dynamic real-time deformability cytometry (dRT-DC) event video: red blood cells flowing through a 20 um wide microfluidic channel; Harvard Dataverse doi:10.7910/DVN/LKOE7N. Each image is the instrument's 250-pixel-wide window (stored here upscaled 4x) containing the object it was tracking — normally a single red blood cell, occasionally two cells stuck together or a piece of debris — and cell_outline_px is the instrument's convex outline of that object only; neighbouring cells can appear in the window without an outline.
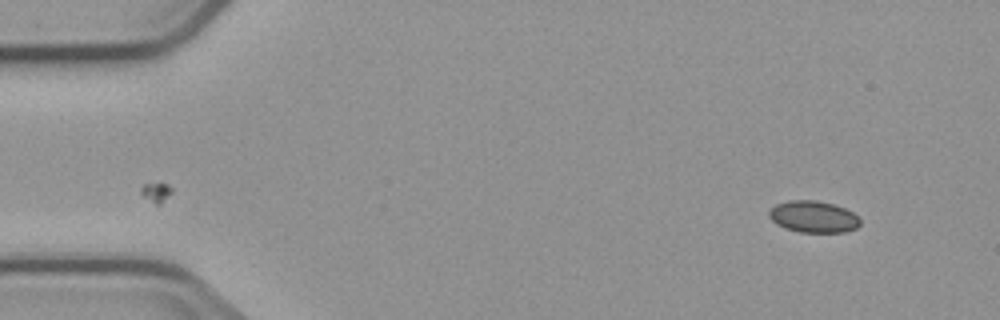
{"species": "common noctule bat (a hibernating species)", "species_latin": "Nyctalus noctula", "temperature_condition": "cold", "stored_images_in_passage": 3, "camera_frame_rate_fps": 3000, "um_per_image_px": 0.085, "animal": {"sex": "male", "body_mass_g": 23.1, "forearm_length_mm": 52.7}, "frame": {"image": 1, "passage_image": 3, "time_ms": 2.333, "image_size_px": [1000, 320], "cell_outline_px": [[860, 224], [856, 228], [844, 232], [800, 232], [784, 228], [776, 224], [768, 216], [768, 212], [776, 204], [788, 200], [816, 200], [832, 204], [844, 208], [852, 212], [860, 220]], "centroid_in_image_um": [69.11, 18.42], "position_along_channel_um": 15.9, "area_um2": 16.76}}